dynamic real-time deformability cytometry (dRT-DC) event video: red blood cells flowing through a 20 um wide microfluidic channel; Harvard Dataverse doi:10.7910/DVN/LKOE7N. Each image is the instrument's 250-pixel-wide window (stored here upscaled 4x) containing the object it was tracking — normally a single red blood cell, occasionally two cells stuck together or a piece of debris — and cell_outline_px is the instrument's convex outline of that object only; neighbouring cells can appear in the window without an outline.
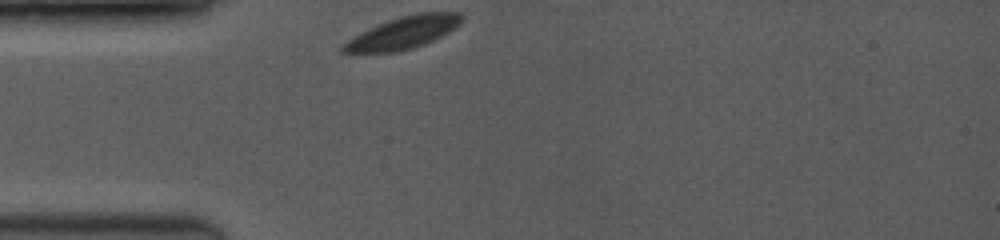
{"species": "common noctule bat (a hibernating species)", "species_latin": "Nyctalus noctula", "temperature_condition": "room temperature", "stored_images_in_passage": 6, "camera_frame_rate_fps": 3500, "um_per_image_px": 0.085, "animal": {"sex": "female", "body_mass_g": 19.0, "forearm_length_mm": 53.3}, "frame": {"image": 1, "passage_image": 1, "time_ms": 0.0, "image_size_px": [1000, 240], "cell_outline_px": [[464, 20], [456, 28], [424, 44], [412, 48], [396, 52], [340, 52], [340, 48], [348, 40], [368, 28], [388, 20], [400, 16], [420, 12], [460, 12], [464, 16]], "centroid_in_image_um": [34.32, 2.76], "position_along_channel_um": 50.7, "area_um2": 22.14}}
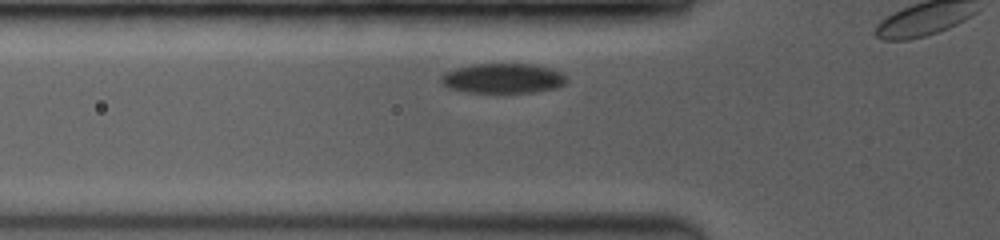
{"frame": {"image": 2, "passage_image": 3, "time_ms": 1.143, "image_size_px": [1000, 240], "cell_outline_px": [[568, 80], [564, 84], [556, 88], [536, 92], [468, 92], [448, 88], [440, 80], [440, 76], [444, 72], [456, 68], [472, 64], [536, 64], [552, 68], [560, 72]], "centroid_in_image_um": [42.75, 6.65], "position_along_channel_um": 83.0, "area_um2": 21.91}}
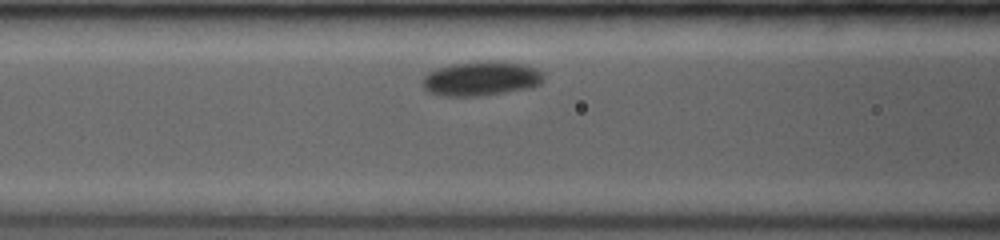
{"frame": {"image": 3, "passage_image": 5, "time_ms": 2.286, "image_size_px": [1000, 240], "cell_outline_px": [[544, 80], [540, 84], [532, 88], [480, 96], [444, 96], [428, 92], [424, 88], [424, 76], [428, 72], [452, 64], [488, 60], [500, 60], [520, 64], [536, 68], [544, 72]], "centroid_in_image_um": [40.96, 6.68], "position_along_channel_um": 125.6, "area_um2": 24.45}}